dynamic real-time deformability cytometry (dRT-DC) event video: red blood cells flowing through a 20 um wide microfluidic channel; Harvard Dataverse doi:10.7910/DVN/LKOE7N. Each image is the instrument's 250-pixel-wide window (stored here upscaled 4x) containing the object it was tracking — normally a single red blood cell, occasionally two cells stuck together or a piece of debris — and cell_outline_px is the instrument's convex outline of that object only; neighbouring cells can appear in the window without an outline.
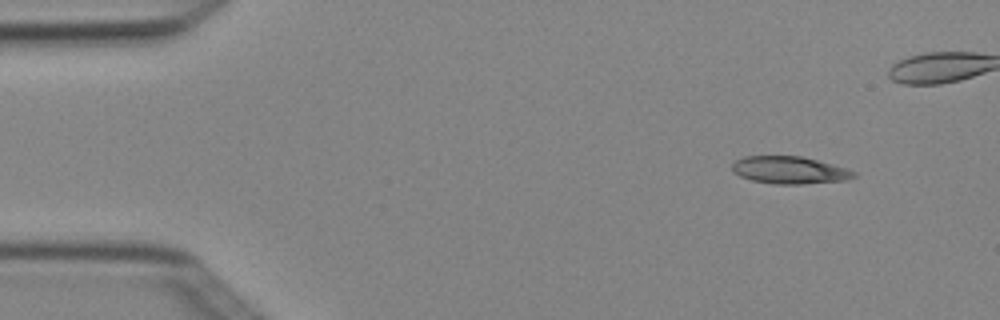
{"species": "Egyptian fruit bat (a non-hibernating species)", "species_latin": "Rousettus aegyptiacus", "temperature_condition": "cold", "stored_images_in_passage": 7, "segment_of_instrument_passage": [1, 2], "camera_frame_rate_fps": 3000, "um_per_image_px": 0.085, "animal": {"sex": "female"}, "frame": {"image": 1, "passage_image": 1, "time_ms": 0.0, "image_size_px": [1000, 320], "cell_outline_px": [[856, 176], [844, 180], [800, 184], [776, 184], [752, 180], [740, 176], [732, 172], [732, 164], [736, 160], [744, 156], [800, 156], [848, 168], [856, 172]], "centroid_in_image_um": [67.09, 14.45], "position_along_channel_um": 17.9, "area_um2": 19.31}}
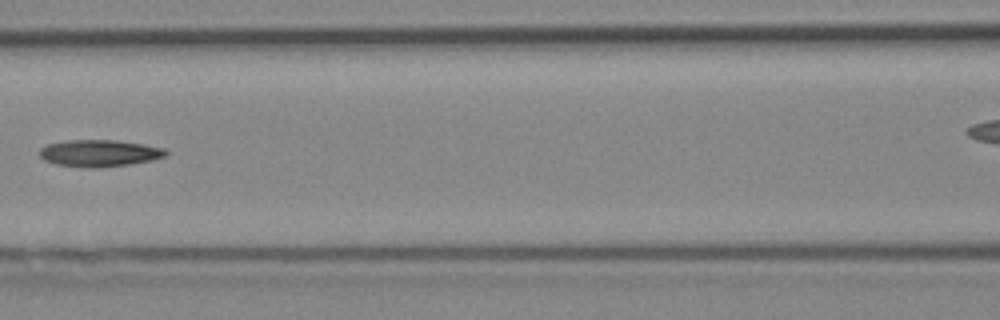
{"frame": {"image": 2, "passage_image": 6, "time_ms": 1.667, "image_size_px": [1000, 320], "cell_outline_px": [[168, 152], [164, 156], [152, 160], [128, 164], [100, 168], [88, 168], [56, 164], [44, 160], [40, 156], [40, 148], [48, 144], [68, 140], [116, 140], [144, 144], [164, 148]], "centroid_in_image_um": [8.44, 13.02], "position_along_channel_um": 158.2, "area_um2": 19.71}}